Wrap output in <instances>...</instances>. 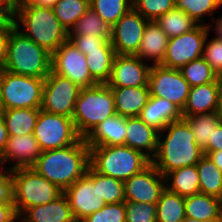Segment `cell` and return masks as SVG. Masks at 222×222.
Instances as JSON below:
<instances>
[{"label":"cell","mask_w":222,"mask_h":222,"mask_svg":"<svg viewBox=\"0 0 222 222\" xmlns=\"http://www.w3.org/2000/svg\"><path fill=\"white\" fill-rule=\"evenodd\" d=\"M167 131L165 139L162 134ZM204 156L188 122L181 118L168 124L159 132L158 145L151 163L165 176L168 172L196 165Z\"/></svg>","instance_id":"1"},{"label":"cell","mask_w":222,"mask_h":222,"mask_svg":"<svg viewBox=\"0 0 222 222\" xmlns=\"http://www.w3.org/2000/svg\"><path fill=\"white\" fill-rule=\"evenodd\" d=\"M90 166V149L84 138L62 149L43 151L32 167L61 190L82 178Z\"/></svg>","instance_id":"2"},{"label":"cell","mask_w":222,"mask_h":222,"mask_svg":"<svg viewBox=\"0 0 222 222\" xmlns=\"http://www.w3.org/2000/svg\"><path fill=\"white\" fill-rule=\"evenodd\" d=\"M13 21L17 30H22L24 36L51 54L69 37V33L55 16L53 8L27 5L14 12Z\"/></svg>","instance_id":"3"},{"label":"cell","mask_w":222,"mask_h":222,"mask_svg":"<svg viewBox=\"0 0 222 222\" xmlns=\"http://www.w3.org/2000/svg\"><path fill=\"white\" fill-rule=\"evenodd\" d=\"M2 69L17 75L45 79L51 71V53L15 27L9 37L7 58Z\"/></svg>","instance_id":"4"},{"label":"cell","mask_w":222,"mask_h":222,"mask_svg":"<svg viewBox=\"0 0 222 222\" xmlns=\"http://www.w3.org/2000/svg\"><path fill=\"white\" fill-rule=\"evenodd\" d=\"M116 114L114 96L106 83L81 88L72 119L81 138H86L101 122Z\"/></svg>","instance_id":"5"},{"label":"cell","mask_w":222,"mask_h":222,"mask_svg":"<svg viewBox=\"0 0 222 222\" xmlns=\"http://www.w3.org/2000/svg\"><path fill=\"white\" fill-rule=\"evenodd\" d=\"M90 149V166L98 173L126 181L146 168L151 160L141 151L125 145Z\"/></svg>","instance_id":"6"},{"label":"cell","mask_w":222,"mask_h":222,"mask_svg":"<svg viewBox=\"0 0 222 222\" xmlns=\"http://www.w3.org/2000/svg\"><path fill=\"white\" fill-rule=\"evenodd\" d=\"M13 204L18 215L28 208L50 203L59 197L63 190L39 175L33 168L12 169Z\"/></svg>","instance_id":"7"},{"label":"cell","mask_w":222,"mask_h":222,"mask_svg":"<svg viewBox=\"0 0 222 222\" xmlns=\"http://www.w3.org/2000/svg\"><path fill=\"white\" fill-rule=\"evenodd\" d=\"M45 79L0 71V110L41 109Z\"/></svg>","instance_id":"8"},{"label":"cell","mask_w":222,"mask_h":222,"mask_svg":"<svg viewBox=\"0 0 222 222\" xmlns=\"http://www.w3.org/2000/svg\"><path fill=\"white\" fill-rule=\"evenodd\" d=\"M33 134L42 152L68 147L81 138L72 118L44 110L38 114Z\"/></svg>","instance_id":"9"},{"label":"cell","mask_w":222,"mask_h":222,"mask_svg":"<svg viewBox=\"0 0 222 222\" xmlns=\"http://www.w3.org/2000/svg\"><path fill=\"white\" fill-rule=\"evenodd\" d=\"M77 222L106 205L99 193V173L89 166L87 173L63 191Z\"/></svg>","instance_id":"10"},{"label":"cell","mask_w":222,"mask_h":222,"mask_svg":"<svg viewBox=\"0 0 222 222\" xmlns=\"http://www.w3.org/2000/svg\"><path fill=\"white\" fill-rule=\"evenodd\" d=\"M209 29L210 26L202 24L180 36L169 38L165 58L160 65L180 70L189 62L200 58Z\"/></svg>","instance_id":"11"},{"label":"cell","mask_w":222,"mask_h":222,"mask_svg":"<svg viewBox=\"0 0 222 222\" xmlns=\"http://www.w3.org/2000/svg\"><path fill=\"white\" fill-rule=\"evenodd\" d=\"M86 61L85 55L68 39L51 54V71L79 88L92 87L98 83L91 77Z\"/></svg>","instance_id":"12"},{"label":"cell","mask_w":222,"mask_h":222,"mask_svg":"<svg viewBox=\"0 0 222 222\" xmlns=\"http://www.w3.org/2000/svg\"><path fill=\"white\" fill-rule=\"evenodd\" d=\"M148 86L150 96L167 99L181 111L186 105L191 89L180 70L162 65L151 66Z\"/></svg>","instance_id":"13"},{"label":"cell","mask_w":222,"mask_h":222,"mask_svg":"<svg viewBox=\"0 0 222 222\" xmlns=\"http://www.w3.org/2000/svg\"><path fill=\"white\" fill-rule=\"evenodd\" d=\"M80 89L53 71L45 78L41 110L72 118Z\"/></svg>","instance_id":"14"},{"label":"cell","mask_w":222,"mask_h":222,"mask_svg":"<svg viewBox=\"0 0 222 222\" xmlns=\"http://www.w3.org/2000/svg\"><path fill=\"white\" fill-rule=\"evenodd\" d=\"M148 21L132 7L111 27L110 42L117 55L138 53Z\"/></svg>","instance_id":"15"},{"label":"cell","mask_w":222,"mask_h":222,"mask_svg":"<svg viewBox=\"0 0 222 222\" xmlns=\"http://www.w3.org/2000/svg\"><path fill=\"white\" fill-rule=\"evenodd\" d=\"M165 188V176L150 163L140 173L124 181L125 201L157 203Z\"/></svg>","instance_id":"16"},{"label":"cell","mask_w":222,"mask_h":222,"mask_svg":"<svg viewBox=\"0 0 222 222\" xmlns=\"http://www.w3.org/2000/svg\"><path fill=\"white\" fill-rule=\"evenodd\" d=\"M151 66L138 56L116 55L106 84L111 88L148 86Z\"/></svg>","instance_id":"17"},{"label":"cell","mask_w":222,"mask_h":222,"mask_svg":"<svg viewBox=\"0 0 222 222\" xmlns=\"http://www.w3.org/2000/svg\"><path fill=\"white\" fill-rule=\"evenodd\" d=\"M42 153L34 134L9 135L6 147L0 156V167L5 168L8 161H13L9 169L32 168Z\"/></svg>","instance_id":"18"},{"label":"cell","mask_w":222,"mask_h":222,"mask_svg":"<svg viewBox=\"0 0 222 222\" xmlns=\"http://www.w3.org/2000/svg\"><path fill=\"white\" fill-rule=\"evenodd\" d=\"M158 137L159 131L139 117L126 118L125 146L141 151L151 160L157 151Z\"/></svg>","instance_id":"19"},{"label":"cell","mask_w":222,"mask_h":222,"mask_svg":"<svg viewBox=\"0 0 222 222\" xmlns=\"http://www.w3.org/2000/svg\"><path fill=\"white\" fill-rule=\"evenodd\" d=\"M21 222H77L64 193L50 203L28 208Z\"/></svg>","instance_id":"20"},{"label":"cell","mask_w":222,"mask_h":222,"mask_svg":"<svg viewBox=\"0 0 222 222\" xmlns=\"http://www.w3.org/2000/svg\"><path fill=\"white\" fill-rule=\"evenodd\" d=\"M138 117L161 132L168 124L180 120L182 115L181 110L169 100L150 96Z\"/></svg>","instance_id":"21"},{"label":"cell","mask_w":222,"mask_h":222,"mask_svg":"<svg viewBox=\"0 0 222 222\" xmlns=\"http://www.w3.org/2000/svg\"><path fill=\"white\" fill-rule=\"evenodd\" d=\"M126 117L113 115L101 122L85 138L89 148L97 146H118L125 144Z\"/></svg>","instance_id":"22"},{"label":"cell","mask_w":222,"mask_h":222,"mask_svg":"<svg viewBox=\"0 0 222 222\" xmlns=\"http://www.w3.org/2000/svg\"><path fill=\"white\" fill-rule=\"evenodd\" d=\"M221 81L222 78L219 77L215 82L191 87L181 115L193 116L215 112L217 108L219 84Z\"/></svg>","instance_id":"23"},{"label":"cell","mask_w":222,"mask_h":222,"mask_svg":"<svg viewBox=\"0 0 222 222\" xmlns=\"http://www.w3.org/2000/svg\"><path fill=\"white\" fill-rule=\"evenodd\" d=\"M117 115L138 117L150 97L149 86L111 88Z\"/></svg>","instance_id":"24"},{"label":"cell","mask_w":222,"mask_h":222,"mask_svg":"<svg viewBox=\"0 0 222 222\" xmlns=\"http://www.w3.org/2000/svg\"><path fill=\"white\" fill-rule=\"evenodd\" d=\"M169 37L164 34L160 26L154 21H148L141 40L138 56L143 60H152L153 65H160L167 51Z\"/></svg>","instance_id":"25"},{"label":"cell","mask_w":222,"mask_h":222,"mask_svg":"<svg viewBox=\"0 0 222 222\" xmlns=\"http://www.w3.org/2000/svg\"><path fill=\"white\" fill-rule=\"evenodd\" d=\"M222 215V200L204 193L185 197V216L192 219L216 222Z\"/></svg>","instance_id":"26"},{"label":"cell","mask_w":222,"mask_h":222,"mask_svg":"<svg viewBox=\"0 0 222 222\" xmlns=\"http://www.w3.org/2000/svg\"><path fill=\"white\" fill-rule=\"evenodd\" d=\"M165 182L169 191L184 198L200 193L197 164L168 172L165 175Z\"/></svg>","instance_id":"27"},{"label":"cell","mask_w":222,"mask_h":222,"mask_svg":"<svg viewBox=\"0 0 222 222\" xmlns=\"http://www.w3.org/2000/svg\"><path fill=\"white\" fill-rule=\"evenodd\" d=\"M41 109H6L0 110L8 135L33 134Z\"/></svg>","instance_id":"28"},{"label":"cell","mask_w":222,"mask_h":222,"mask_svg":"<svg viewBox=\"0 0 222 222\" xmlns=\"http://www.w3.org/2000/svg\"><path fill=\"white\" fill-rule=\"evenodd\" d=\"M200 192L222 200V171L204 155L197 163Z\"/></svg>","instance_id":"29"},{"label":"cell","mask_w":222,"mask_h":222,"mask_svg":"<svg viewBox=\"0 0 222 222\" xmlns=\"http://www.w3.org/2000/svg\"><path fill=\"white\" fill-rule=\"evenodd\" d=\"M185 217V198L165 188L157 202L156 221L182 222Z\"/></svg>","instance_id":"30"},{"label":"cell","mask_w":222,"mask_h":222,"mask_svg":"<svg viewBox=\"0 0 222 222\" xmlns=\"http://www.w3.org/2000/svg\"><path fill=\"white\" fill-rule=\"evenodd\" d=\"M155 22L169 38L180 36L198 26L196 21L176 6L159 16Z\"/></svg>","instance_id":"31"},{"label":"cell","mask_w":222,"mask_h":222,"mask_svg":"<svg viewBox=\"0 0 222 222\" xmlns=\"http://www.w3.org/2000/svg\"><path fill=\"white\" fill-rule=\"evenodd\" d=\"M115 50L87 51L86 63L91 77L98 83H107L111 77Z\"/></svg>","instance_id":"32"},{"label":"cell","mask_w":222,"mask_h":222,"mask_svg":"<svg viewBox=\"0 0 222 222\" xmlns=\"http://www.w3.org/2000/svg\"><path fill=\"white\" fill-rule=\"evenodd\" d=\"M182 118L188 122L195 136L196 144L204 151L208 147L209 139H212L213 130L221 123L217 113L182 116Z\"/></svg>","instance_id":"33"},{"label":"cell","mask_w":222,"mask_h":222,"mask_svg":"<svg viewBox=\"0 0 222 222\" xmlns=\"http://www.w3.org/2000/svg\"><path fill=\"white\" fill-rule=\"evenodd\" d=\"M90 8V0H58L53 10L60 24L69 33Z\"/></svg>","instance_id":"34"},{"label":"cell","mask_w":222,"mask_h":222,"mask_svg":"<svg viewBox=\"0 0 222 222\" xmlns=\"http://www.w3.org/2000/svg\"><path fill=\"white\" fill-rule=\"evenodd\" d=\"M80 35L110 38L111 27L95 11L89 8L69 32V36Z\"/></svg>","instance_id":"35"},{"label":"cell","mask_w":222,"mask_h":222,"mask_svg":"<svg viewBox=\"0 0 222 222\" xmlns=\"http://www.w3.org/2000/svg\"><path fill=\"white\" fill-rule=\"evenodd\" d=\"M132 7V0H90V8L110 27Z\"/></svg>","instance_id":"36"},{"label":"cell","mask_w":222,"mask_h":222,"mask_svg":"<svg viewBox=\"0 0 222 222\" xmlns=\"http://www.w3.org/2000/svg\"><path fill=\"white\" fill-rule=\"evenodd\" d=\"M180 72L191 87L215 82L219 78L202 56L183 66Z\"/></svg>","instance_id":"37"},{"label":"cell","mask_w":222,"mask_h":222,"mask_svg":"<svg viewBox=\"0 0 222 222\" xmlns=\"http://www.w3.org/2000/svg\"><path fill=\"white\" fill-rule=\"evenodd\" d=\"M176 7L187 13L198 25H208L203 22V16L213 14L222 5V0H176Z\"/></svg>","instance_id":"38"},{"label":"cell","mask_w":222,"mask_h":222,"mask_svg":"<svg viewBox=\"0 0 222 222\" xmlns=\"http://www.w3.org/2000/svg\"><path fill=\"white\" fill-rule=\"evenodd\" d=\"M176 0H132L133 8L147 20H156L176 6Z\"/></svg>","instance_id":"39"},{"label":"cell","mask_w":222,"mask_h":222,"mask_svg":"<svg viewBox=\"0 0 222 222\" xmlns=\"http://www.w3.org/2000/svg\"><path fill=\"white\" fill-rule=\"evenodd\" d=\"M99 193L106 204L125 202L124 181L99 173Z\"/></svg>","instance_id":"40"},{"label":"cell","mask_w":222,"mask_h":222,"mask_svg":"<svg viewBox=\"0 0 222 222\" xmlns=\"http://www.w3.org/2000/svg\"><path fill=\"white\" fill-rule=\"evenodd\" d=\"M125 222H157V203L125 201Z\"/></svg>","instance_id":"41"},{"label":"cell","mask_w":222,"mask_h":222,"mask_svg":"<svg viewBox=\"0 0 222 222\" xmlns=\"http://www.w3.org/2000/svg\"><path fill=\"white\" fill-rule=\"evenodd\" d=\"M126 207L125 202L109 203L100 210L85 217L80 222H125Z\"/></svg>","instance_id":"42"},{"label":"cell","mask_w":222,"mask_h":222,"mask_svg":"<svg viewBox=\"0 0 222 222\" xmlns=\"http://www.w3.org/2000/svg\"><path fill=\"white\" fill-rule=\"evenodd\" d=\"M68 39L84 55H87V51L93 50H115L110 42V38H102L92 35H80L69 36Z\"/></svg>","instance_id":"43"},{"label":"cell","mask_w":222,"mask_h":222,"mask_svg":"<svg viewBox=\"0 0 222 222\" xmlns=\"http://www.w3.org/2000/svg\"><path fill=\"white\" fill-rule=\"evenodd\" d=\"M202 57L218 77L222 78V43L215 36L210 41H208L207 36Z\"/></svg>","instance_id":"44"},{"label":"cell","mask_w":222,"mask_h":222,"mask_svg":"<svg viewBox=\"0 0 222 222\" xmlns=\"http://www.w3.org/2000/svg\"><path fill=\"white\" fill-rule=\"evenodd\" d=\"M13 203V178L11 169L0 167V204Z\"/></svg>","instance_id":"45"},{"label":"cell","mask_w":222,"mask_h":222,"mask_svg":"<svg viewBox=\"0 0 222 222\" xmlns=\"http://www.w3.org/2000/svg\"><path fill=\"white\" fill-rule=\"evenodd\" d=\"M21 221V216L16 213L13 203L0 204V222Z\"/></svg>","instance_id":"46"},{"label":"cell","mask_w":222,"mask_h":222,"mask_svg":"<svg viewBox=\"0 0 222 222\" xmlns=\"http://www.w3.org/2000/svg\"><path fill=\"white\" fill-rule=\"evenodd\" d=\"M222 150V123L218 124L216 129L213 130L212 139H209L208 147L203 153H210Z\"/></svg>","instance_id":"47"},{"label":"cell","mask_w":222,"mask_h":222,"mask_svg":"<svg viewBox=\"0 0 222 222\" xmlns=\"http://www.w3.org/2000/svg\"><path fill=\"white\" fill-rule=\"evenodd\" d=\"M12 30H0V69L3 68L8 50V41Z\"/></svg>","instance_id":"48"},{"label":"cell","mask_w":222,"mask_h":222,"mask_svg":"<svg viewBox=\"0 0 222 222\" xmlns=\"http://www.w3.org/2000/svg\"><path fill=\"white\" fill-rule=\"evenodd\" d=\"M13 18V11H0V30H13L15 28Z\"/></svg>","instance_id":"49"},{"label":"cell","mask_w":222,"mask_h":222,"mask_svg":"<svg viewBox=\"0 0 222 222\" xmlns=\"http://www.w3.org/2000/svg\"><path fill=\"white\" fill-rule=\"evenodd\" d=\"M9 138L8 131L6 129L4 120L2 118L1 112H0V156L2 155L5 147L7 140Z\"/></svg>","instance_id":"50"},{"label":"cell","mask_w":222,"mask_h":222,"mask_svg":"<svg viewBox=\"0 0 222 222\" xmlns=\"http://www.w3.org/2000/svg\"><path fill=\"white\" fill-rule=\"evenodd\" d=\"M222 171V150L204 153Z\"/></svg>","instance_id":"51"},{"label":"cell","mask_w":222,"mask_h":222,"mask_svg":"<svg viewBox=\"0 0 222 222\" xmlns=\"http://www.w3.org/2000/svg\"><path fill=\"white\" fill-rule=\"evenodd\" d=\"M35 0H10L11 7L13 12L19 10L22 7L31 5Z\"/></svg>","instance_id":"52"},{"label":"cell","mask_w":222,"mask_h":222,"mask_svg":"<svg viewBox=\"0 0 222 222\" xmlns=\"http://www.w3.org/2000/svg\"><path fill=\"white\" fill-rule=\"evenodd\" d=\"M215 112L222 123V81L219 84L217 108Z\"/></svg>","instance_id":"53"},{"label":"cell","mask_w":222,"mask_h":222,"mask_svg":"<svg viewBox=\"0 0 222 222\" xmlns=\"http://www.w3.org/2000/svg\"><path fill=\"white\" fill-rule=\"evenodd\" d=\"M58 0H35L32 5L38 6V7H47V8H53L54 5L57 3Z\"/></svg>","instance_id":"54"},{"label":"cell","mask_w":222,"mask_h":222,"mask_svg":"<svg viewBox=\"0 0 222 222\" xmlns=\"http://www.w3.org/2000/svg\"><path fill=\"white\" fill-rule=\"evenodd\" d=\"M215 27L214 30H216V39H218L222 43V16L215 19Z\"/></svg>","instance_id":"55"},{"label":"cell","mask_w":222,"mask_h":222,"mask_svg":"<svg viewBox=\"0 0 222 222\" xmlns=\"http://www.w3.org/2000/svg\"><path fill=\"white\" fill-rule=\"evenodd\" d=\"M0 11H13L10 0H0Z\"/></svg>","instance_id":"56"},{"label":"cell","mask_w":222,"mask_h":222,"mask_svg":"<svg viewBox=\"0 0 222 222\" xmlns=\"http://www.w3.org/2000/svg\"><path fill=\"white\" fill-rule=\"evenodd\" d=\"M182 222H209V221H202V220H197V219L185 217Z\"/></svg>","instance_id":"57"},{"label":"cell","mask_w":222,"mask_h":222,"mask_svg":"<svg viewBox=\"0 0 222 222\" xmlns=\"http://www.w3.org/2000/svg\"><path fill=\"white\" fill-rule=\"evenodd\" d=\"M216 222H222V215L218 218Z\"/></svg>","instance_id":"58"}]
</instances>
